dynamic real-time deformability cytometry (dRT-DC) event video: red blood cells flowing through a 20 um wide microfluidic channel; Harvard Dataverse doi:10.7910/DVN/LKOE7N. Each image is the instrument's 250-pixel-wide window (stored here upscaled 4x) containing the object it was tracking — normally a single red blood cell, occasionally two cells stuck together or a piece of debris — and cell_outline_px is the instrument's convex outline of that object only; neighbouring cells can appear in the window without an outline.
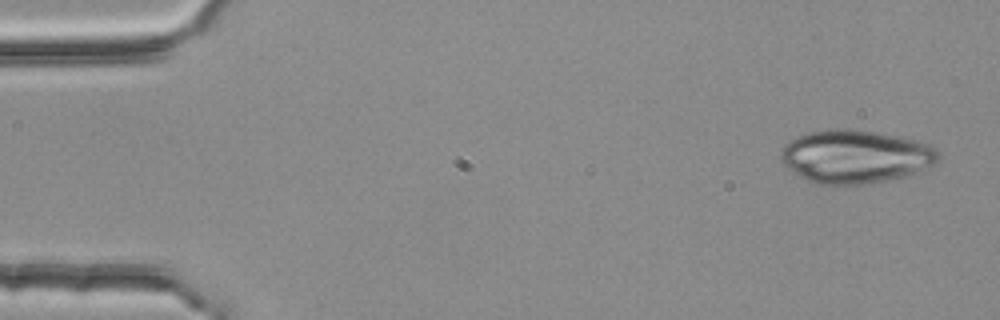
{"species": "common noctule bat (a hibernating species)", "species_latin": "Nyctalus noctula", "temperature_condition": "room temperature", "stored_images_in_passage": 4, "camera_frame_rate_fps": 3000, "um_per_image_px": 0.085, "animal": {"sex": "female", "body_mass_g": 25.1}, "frame": {"image": 1, "passage_image": 1, "time_ms": 0.0, "image_size_px": [1000, 320], "cell_outline_px": [[940, 160], [936, 164], [916, 172], [904, 176], [864, 184], [812, 184], [792, 172], [780, 160], [780, 152], [784, 144], [788, 140], [808, 132], [828, 128], [848, 128], [900, 136], [916, 140], [928, 144], [936, 148], [940, 152]], "centroid_in_image_um": [72.68, 13.29], "position_along_channel_um": 12.3, "area_um2": 49.36}}
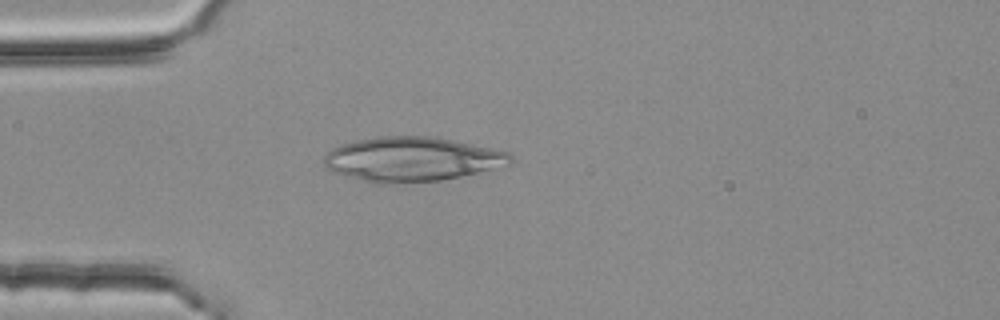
{"frame": {"image": 2, "passage_image": 4, "time_ms": 1.0, "image_size_px": [1000, 320], "cell_outline_px": [[512, 164], [504, 168], [440, 180], [388, 184], [376, 184], [336, 172], [328, 168], [324, 164], [324, 156], [332, 148], [340, 144], [356, 140], [376, 136], [436, 136], [492, 148], [508, 152], [512, 156]], "centroid_in_image_um": [35.08, 13.52], "position_along_channel_um": 49.9, "area_um2": 48.67}}